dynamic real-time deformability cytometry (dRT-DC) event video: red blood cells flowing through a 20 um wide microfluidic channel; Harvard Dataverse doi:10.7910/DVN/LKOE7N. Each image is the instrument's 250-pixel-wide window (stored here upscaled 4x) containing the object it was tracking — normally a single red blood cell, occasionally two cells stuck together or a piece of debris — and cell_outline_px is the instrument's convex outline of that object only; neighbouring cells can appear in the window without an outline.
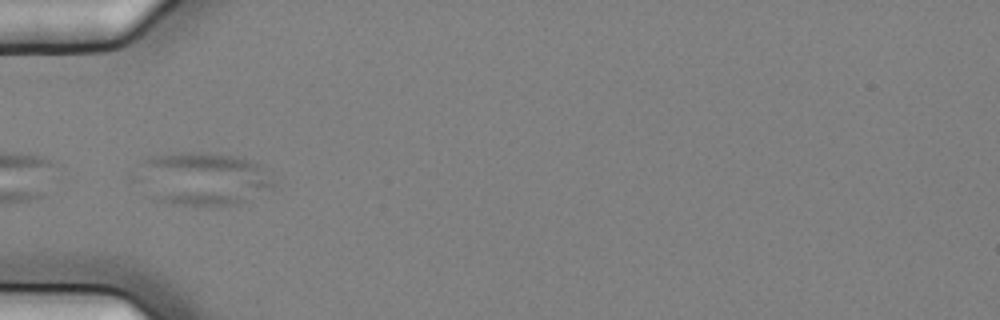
{"species": "common noctule bat (a hibernating species)", "species_latin": "Nyctalus noctula", "temperature_condition": "cold", "stored_images_in_passage": 7, "segment_of_instrument_passage": [2, 2], "camera_frame_rate_fps": 3000, "um_per_image_px": 0.085, "animal": {"sex": "female", "body_mass_g": 25.1}, "frame": {"image": 1, "passage_image": 6, "time_ms": 1.667, "image_size_px": [1000, 320], "cell_outline_px": [[280, 188], [236, 204], [172, 204], [160, 200], [144, 160], [148, 156], [180, 152], [204, 152], [236, 156], [248, 160], [256, 164]], "centroid_in_image_um": [17.58, 15.17], "position_along_channel_um": 67.4, "area_um2": 39.25}}
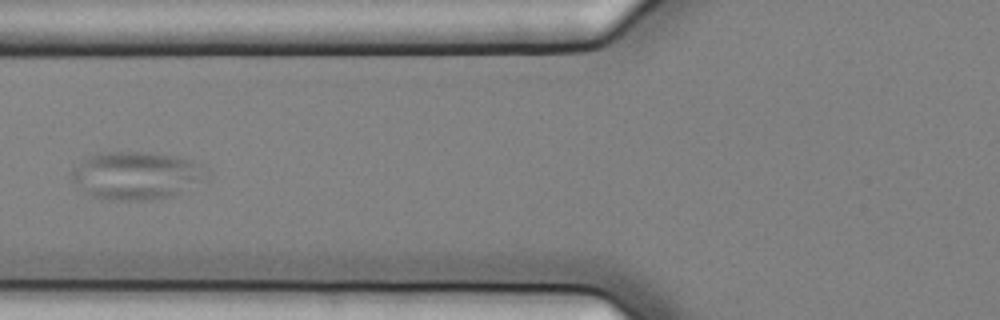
{"frame": {"image": 2, "passage_image": 7, "time_ms": 2.0, "image_size_px": [1000, 320], "cell_outline_px": [[212, 172], [208, 176], [180, 196], [148, 200], [112, 200], [92, 196], [84, 192], [72, 180], [72, 168], [88, 156], [104, 152], [152, 152], [176, 156], [192, 160], [204, 164], [212, 168]], "centroid_in_image_um": [11.7, 14.92], "position_along_channel_um": 114.1, "area_um2": 38.55}}